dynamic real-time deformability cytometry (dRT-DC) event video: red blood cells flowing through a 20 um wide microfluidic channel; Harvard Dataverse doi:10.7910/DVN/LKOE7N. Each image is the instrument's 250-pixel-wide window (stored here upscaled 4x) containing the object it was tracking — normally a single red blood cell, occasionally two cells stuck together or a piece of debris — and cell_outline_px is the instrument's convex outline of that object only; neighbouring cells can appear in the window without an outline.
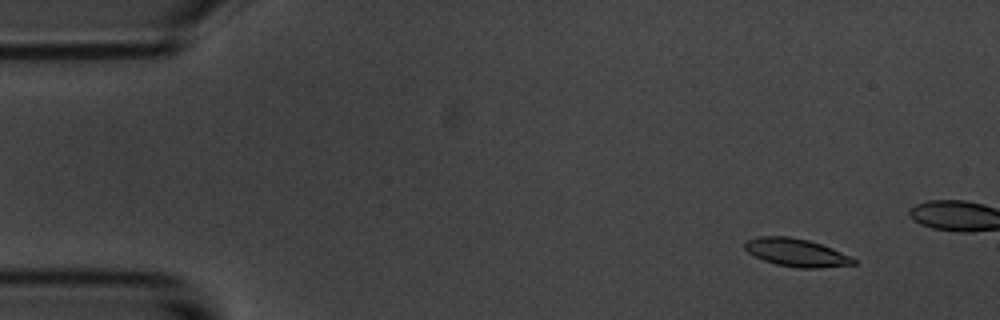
{"species": "common noctule bat (a hibernating species)", "species_latin": "Nyctalus noctula", "temperature_condition": "room temperature", "stored_images_in_passage": 5, "camera_frame_rate_fps": 3000, "um_per_image_px": 0.085, "animal": {"sex": "male", "body_mass_g": 20.1, "forearm_length_mm": 53.5}, "frame": {"image": 1, "passage_image": 1, "time_ms": 0.0, "image_size_px": [1000, 320], "cell_outline_px": [[856, 264], [820, 268], [800, 268], [776, 264], [764, 260], [748, 252], [744, 248], [744, 244], [748, 240], [760, 236], [788, 236], [808, 240], [832, 248], [852, 256], [856, 260]], "centroid_in_image_um": [67.72, 21.47], "position_along_channel_um": 17.3, "area_um2": 17.63}}